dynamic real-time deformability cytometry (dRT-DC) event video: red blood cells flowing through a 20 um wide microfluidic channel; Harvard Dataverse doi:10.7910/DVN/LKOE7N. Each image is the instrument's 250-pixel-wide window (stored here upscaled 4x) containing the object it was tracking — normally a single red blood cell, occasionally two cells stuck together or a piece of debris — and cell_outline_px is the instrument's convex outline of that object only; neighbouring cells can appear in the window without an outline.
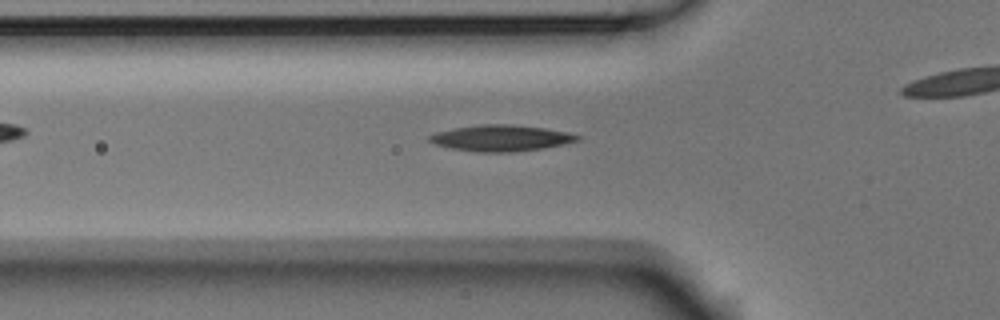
{"species": "Egyptian fruit bat (a non-hibernating species)", "species_latin": "Rousettus aegyptiacus", "temperature_condition": "room temperature", "stored_images_in_passage": 42, "camera_frame_rate_fps": 3000, "um_per_image_px": 0.085, "animal": {"sex": "male"}, "frame": {"image": 1, "passage_image": 17, "time_ms": 5.333, "image_size_px": [1000, 320], "cell_outline_px": [[580, 140], [564, 144], [544, 148], [512, 152], [476, 152], [452, 148], [436, 144], [428, 140], [428, 136], [440, 132], [456, 128], [484, 124], [512, 124], [544, 128], [564, 132], [580, 136]], "centroid_in_image_um": [42.61, 11.74], "position_along_channel_um": 83.2, "area_um2": 22.2}}
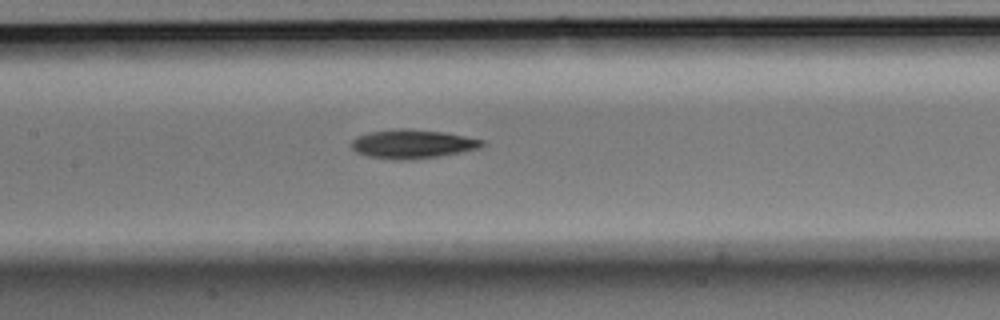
{"frame": {"image": 2, "passage_image": 24, "time_ms": 7.667, "image_size_px": [1000, 320], "cell_outline_px": [[484, 144], [480, 148], [440, 156], [412, 160], [392, 160], [368, 156], [356, 152], [352, 148], [352, 140], [360, 136], [372, 132], [400, 128], [408, 128], [444, 132], [484, 140]], "centroid_in_image_um": [35.08, 12.25], "position_along_channel_um": 172.3, "area_um2": 21.91}}
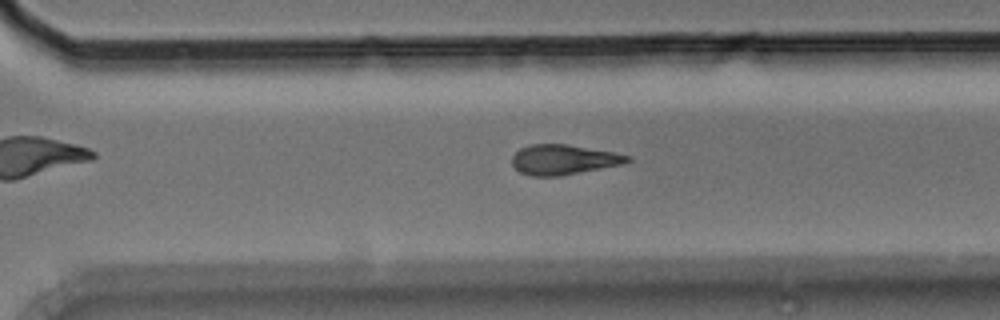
{"frame": {"image": 3, "passage_image": 36, "time_ms": 11.667, "image_size_px": [1000, 320], "cell_outline_px": [[632, 160], [624, 164], [560, 176], [532, 176], [520, 172], [512, 164], [512, 156], [520, 148], [532, 144], [568, 144], [616, 152], [632, 156]], "centroid_in_image_um": [47.95, 13.56], "position_along_channel_um": 322.7, "area_um2": 20.35}}